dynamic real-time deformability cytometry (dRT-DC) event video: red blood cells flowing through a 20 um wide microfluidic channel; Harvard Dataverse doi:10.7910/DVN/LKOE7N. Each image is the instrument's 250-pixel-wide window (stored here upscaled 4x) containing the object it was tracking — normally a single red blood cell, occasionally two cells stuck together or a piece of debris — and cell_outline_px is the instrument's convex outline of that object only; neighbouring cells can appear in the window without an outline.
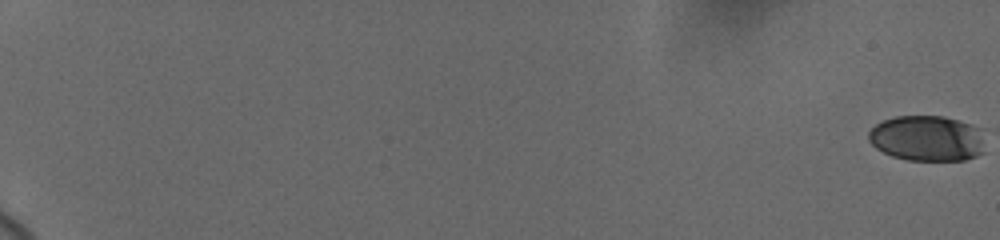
{"species": "human", "species_latin": "Homo sapiens", "temperature_condition": "cold", "stored_images_in_passage": 38, "camera_frame_rate_fps": 3000, "um_per_image_px": 0.085, "donor": {"sex": "female"}, "frame": {"image": 1, "passage_image": 1, "time_ms": 0.0, "image_size_px": [1000, 240], "cell_outline_px": [[984, 152], [976, 156], [964, 160], [908, 160], [892, 156], [876, 148], [868, 140], [868, 132], [876, 124], [884, 120], [896, 116], [944, 116], [972, 124], [980, 128]], "centroid_in_image_um": [78.8, 11.75], "position_along_channel_um": 6.2, "area_um2": 30.98}}
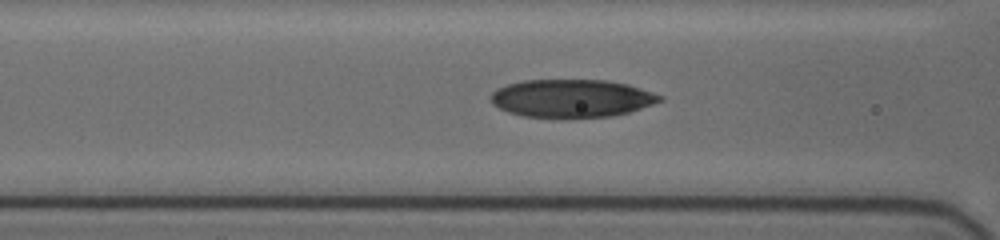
{"frame": {"image": 2, "passage_image": 20, "time_ms": 9.667, "image_size_px": [1000, 240], "cell_outline_px": [[664, 100], [628, 112], [612, 116], [524, 116], [508, 112], [492, 104], [492, 92], [496, 88], [508, 84], [524, 80], [608, 80], [628, 84], [664, 96]], "centroid_in_image_um": [48.6, 8.33], "position_along_channel_um": 118.0, "area_um2": 36.82}}
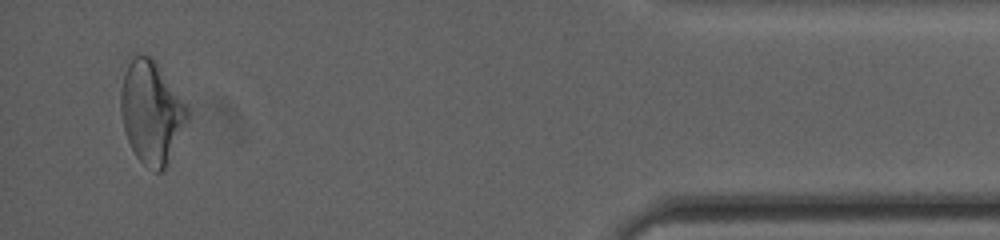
{"frame": {"image": 3, "passage_image": 37, "time_ms": 19.333, "image_size_px": [1000, 240], "cell_outline_px": [[188, 120], [168, 164], [160, 172], [156, 172], [144, 164], [136, 156], [128, 140], [124, 128], [120, 112], [120, 88], [124, 72], [132, 56], [136, 52], [152, 56], [188, 104]], "centroid_in_image_um": [12.88, 9.49], "position_along_channel_um": 422.3, "area_um2": 40.29}, "authors_computed_cell_mechanics": {"area_um2": 35.9516, "velocity_mm_per_s": 3.7017, "shape_relaxation_time_tau1_ms": 4.44, "shape_relaxation_time_tau2_ms": 4.2557, "deformation_change_tau1": 0.139, "deformation_change_tau2": 0.1114}}